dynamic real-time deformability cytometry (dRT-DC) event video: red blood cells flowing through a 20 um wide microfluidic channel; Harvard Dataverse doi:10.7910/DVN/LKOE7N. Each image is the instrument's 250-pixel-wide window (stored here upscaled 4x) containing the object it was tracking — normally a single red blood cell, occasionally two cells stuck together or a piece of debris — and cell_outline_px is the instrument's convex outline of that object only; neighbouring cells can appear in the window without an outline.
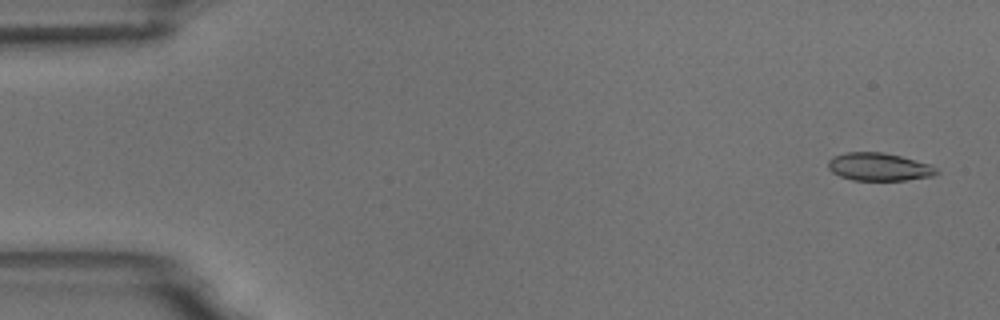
{"species": "common noctule bat (a hibernating species)", "species_latin": "Nyctalus noctula", "temperature_condition": "room temperature", "stored_images_in_passage": 5, "camera_frame_rate_fps": 3000, "um_per_image_px": 0.085, "animal": {"sex": "male", "body_mass_g": 18.8}, "frame": {"image": 1, "passage_image": 1, "time_ms": 0.0, "image_size_px": [1000, 320], "cell_outline_px": [[940, 172], [932, 176], [904, 180], [852, 180], [840, 176], [832, 172], [828, 168], [828, 160], [832, 156], [844, 152], [884, 152], [932, 164]], "centroid_in_image_um": [74.7, 14.17], "position_along_channel_um": 10.3, "area_um2": 17.74}}
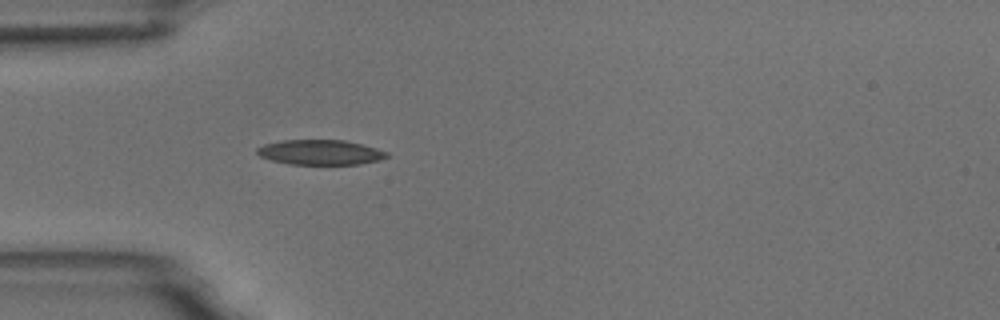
{"frame": {"image": 2, "passage_image": 5, "time_ms": 4.667, "image_size_px": [1000, 320], "cell_outline_px": [[388, 156], [380, 160], [360, 164], [288, 164], [272, 160], [260, 156], [256, 152], [256, 148], [264, 144], [284, 140], [344, 140], [364, 144], [388, 152]], "centroid_in_image_um": [27.24, 12.94], "position_along_channel_um": 57.8, "area_um2": 18.9}}